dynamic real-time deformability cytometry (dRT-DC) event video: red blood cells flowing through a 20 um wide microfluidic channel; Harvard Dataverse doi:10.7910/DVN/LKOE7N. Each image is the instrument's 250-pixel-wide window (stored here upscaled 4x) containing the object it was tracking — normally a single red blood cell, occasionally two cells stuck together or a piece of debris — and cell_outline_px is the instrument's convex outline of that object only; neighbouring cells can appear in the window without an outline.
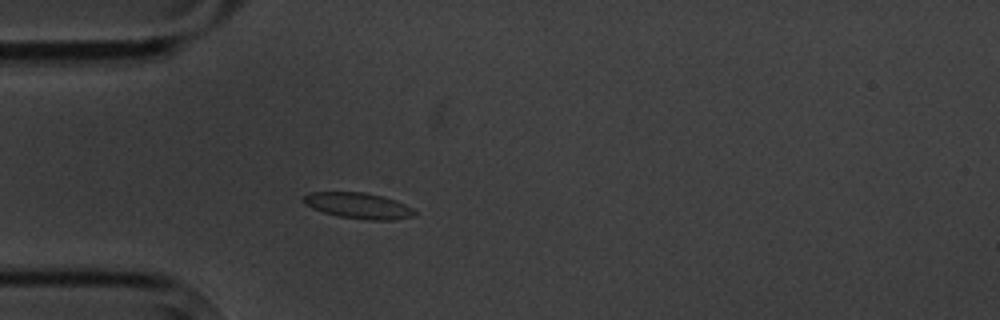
{"species": "common noctule bat (a hibernating species)", "species_latin": "Nyctalus noctula", "temperature_condition": "cold", "stored_images_in_passage": 5, "camera_frame_rate_fps": 3000, "um_per_image_px": 0.085, "animal": {"sex": "male", "body_mass_g": 20.1, "forearm_length_mm": 53.5}, "frame": {"image": 1, "passage_image": 5, "time_ms": 4.667, "image_size_px": [1000, 320], "cell_outline_px": [[416, 212], [412, 216], [392, 220], [364, 220], [340, 216], [324, 212], [312, 208], [304, 204], [300, 200], [304, 196], [312, 192], [364, 192], [380, 196], [404, 204], [412, 208]], "centroid_in_image_um": [30.41, 17.48], "position_along_channel_um": 54.6, "area_um2": 16.53}}